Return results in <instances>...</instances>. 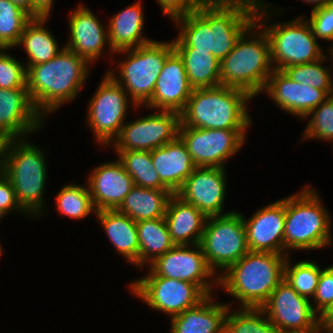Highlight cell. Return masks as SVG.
<instances>
[{
  "label": "cell",
  "mask_w": 333,
  "mask_h": 333,
  "mask_svg": "<svg viewBox=\"0 0 333 333\" xmlns=\"http://www.w3.org/2000/svg\"><path fill=\"white\" fill-rule=\"evenodd\" d=\"M256 9L245 2L207 1L196 11L172 19L180 28L173 46L208 51L221 62L255 22Z\"/></svg>",
  "instance_id": "cell-1"
},
{
  "label": "cell",
  "mask_w": 333,
  "mask_h": 333,
  "mask_svg": "<svg viewBox=\"0 0 333 333\" xmlns=\"http://www.w3.org/2000/svg\"><path fill=\"white\" fill-rule=\"evenodd\" d=\"M90 66L86 59L66 47L48 62L30 66L26 85L36 110L46 117L64 102L74 100L86 83Z\"/></svg>",
  "instance_id": "cell-2"
},
{
  "label": "cell",
  "mask_w": 333,
  "mask_h": 333,
  "mask_svg": "<svg viewBox=\"0 0 333 333\" xmlns=\"http://www.w3.org/2000/svg\"><path fill=\"white\" fill-rule=\"evenodd\" d=\"M287 256L249 251L222 272L219 285L241 302L240 307L261 308L284 279Z\"/></svg>",
  "instance_id": "cell-3"
},
{
  "label": "cell",
  "mask_w": 333,
  "mask_h": 333,
  "mask_svg": "<svg viewBox=\"0 0 333 333\" xmlns=\"http://www.w3.org/2000/svg\"><path fill=\"white\" fill-rule=\"evenodd\" d=\"M273 70L268 36L255 21L220 62V85L244 90L254 98L263 92Z\"/></svg>",
  "instance_id": "cell-4"
},
{
  "label": "cell",
  "mask_w": 333,
  "mask_h": 333,
  "mask_svg": "<svg viewBox=\"0 0 333 333\" xmlns=\"http://www.w3.org/2000/svg\"><path fill=\"white\" fill-rule=\"evenodd\" d=\"M251 99L244 90L227 86L193 89L180 113V126L247 130L251 117L246 103Z\"/></svg>",
  "instance_id": "cell-5"
},
{
  "label": "cell",
  "mask_w": 333,
  "mask_h": 333,
  "mask_svg": "<svg viewBox=\"0 0 333 333\" xmlns=\"http://www.w3.org/2000/svg\"><path fill=\"white\" fill-rule=\"evenodd\" d=\"M27 139L7 140L2 172L13 185L17 202L29 216H43L47 166L43 149Z\"/></svg>",
  "instance_id": "cell-6"
},
{
  "label": "cell",
  "mask_w": 333,
  "mask_h": 333,
  "mask_svg": "<svg viewBox=\"0 0 333 333\" xmlns=\"http://www.w3.org/2000/svg\"><path fill=\"white\" fill-rule=\"evenodd\" d=\"M307 187L286 197L284 254L288 250H316L332 245L331 216L318 193Z\"/></svg>",
  "instance_id": "cell-7"
},
{
  "label": "cell",
  "mask_w": 333,
  "mask_h": 333,
  "mask_svg": "<svg viewBox=\"0 0 333 333\" xmlns=\"http://www.w3.org/2000/svg\"><path fill=\"white\" fill-rule=\"evenodd\" d=\"M267 6L266 4L256 9L255 21L268 36L274 70L314 62L327 56L323 53V48H320L312 27L304 15L290 22L274 23L267 27L265 25L269 20L267 17L269 18L270 12H273L268 10Z\"/></svg>",
  "instance_id": "cell-8"
},
{
  "label": "cell",
  "mask_w": 333,
  "mask_h": 333,
  "mask_svg": "<svg viewBox=\"0 0 333 333\" xmlns=\"http://www.w3.org/2000/svg\"><path fill=\"white\" fill-rule=\"evenodd\" d=\"M173 51V41L156 40L136 48L120 50L114 53L118 55L126 53L128 56L118 65L120 70L118 77L114 70H109L107 73L127 92L133 107L137 109L152 98L166 58Z\"/></svg>",
  "instance_id": "cell-9"
},
{
  "label": "cell",
  "mask_w": 333,
  "mask_h": 333,
  "mask_svg": "<svg viewBox=\"0 0 333 333\" xmlns=\"http://www.w3.org/2000/svg\"><path fill=\"white\" fill-rule=\"evenodd\" d=\"M209 267L226 271L250 250L242 213L209 216L199 243Z\"/></svg>",
  "instance_id": "cell-10"
},
{
  "label": "cell",
  "mask_w": 333,
  "mask_h": 333,
  "mask_svg": "<svg viewBox=\"0 0 333 333\" xmlns=\"http://www.w3.org/2000/svg\"><path fill=\"white\" fill-rule=\"evenodd\" d=\"M131 100L127 92L106 73L89 101L87 122L102 146H108L117 138L126 123Z\"/></svg>",
  "instance_id": "cell-11"
},
{
  "label": "cell",
  "mask_w": 333,
  "mask_h": 333,
  "mask_svg": "<svg viewBox=\"0 0 333 333\" xmlns=\"http://www.w3.org/2000/svg\"><path fill=\"white\" fill-rule=\"evenodd\" d=\"M129 286L138 299L170 318L197 306L207 297L196 284L162 276H142Z\"/></svg>",
  "instance_id": "cell-12"
},
{
  "label": "cell",
  "mask_w": 333,
  "mask_h": 333,
  "mask_svg": "<svg viewBox=\"0 0 333 333\" xmlns=\"http://www.w3.org/2000/svg\"><path fill=\"white\" fill-rule=\"evenodd\" d=\"M148 266L149 273L145 276L187 281L196 284L207 296L213 295L214 284L219 285L220 275L209 267L199 244L175 245Z\"/></svg>",
  "instance_id": "cell-13"
},
{
  "label": "cell",
  "mask_w": 333,
  "mask_h": 333,
  "mask_svg": "<svg viewBox=\"0 0 333 333\" xmlns=\"http://www.w3.org/2000/svg\"><path fill=\"white\" fill-rule=\"evenodd\" d=\"M245 131L180 126L179 137L196 167L225 168L227 159L235 155L247 140Z\"/></svg>",
  "instance_id": "cell-14"
},
{
  "label": "cell",
  "mask_w": 333,
  "mask_h": 333,
  "mask_svg": "<svg viewBox=\"0 0 333 333\" xmlns=\"http://www.w3.org/2000/svg\"><path fill=\"white\" fill-rule=\"evenodd\" d=\"M180 113L160 110L125 123L112 142L115 151H152L179 136Z\"/></svg>",
  "instance_id": "cell-15"
},
{
  "label": "cell",
  "mask_w": 333,
  "mask_h": 333,
  "mask_svg": "<svg viewBox=\"0 0 333 333\" xmlns=\"http://www.w3.org/2000/svg\"><path fill=\"white\" fill-rule=\"evenodd\" d=\"M312 302L300 296L283 279L261 308L277 331L308 330L320 323V316L313 310Z\"/></svg>",
  "instance_id": "cell-16"
},
{
  "label": "cell",
  "mask_w": 333,
  "mask_h": 333,
  "mask_svg": "<svg viewBox=\"0 0 333 333\" xmlns=\"http://www.w3.org/2000/svg\"><path fill=\"white\" fill-rule=\"evenodd\" d=\"M226 168L196 167L176 193L207 217L225 215Z\"/></svg>",
  "instance_id": "cell-17"
},
{
  "label": "cell",
  "mask_w": 333,
  "mask_h": 333,
  "mask_svg": "<svg viewBox=\"0 0 333 333\" xmlns=\"http://www.w3.org/2000/svg\"><path fill=\"white\" fill-rule=\"evenodd\" d=\"M44 117L24 88H0V134L7 140L24 139L41 129Z\"/></svg>",
  "instance_id": "cell-18"
},
{
  "label": "cell",
  "mask_w": 333,
  "mask_h": 333,
  "mask_svg": "<svg viewBox=\"0 0 333 333\" xmlns=\"http://www.w3.org/2000/svg\"><path fill=\"white\" fill-rule=\"evenodd\" d=\"M286 198L258 209L248 220L243 216L251 252L284 254Z\"/></svg>",
  "instance_id": "cell-19"
},
{
  "label": "cell",
  "mask_w": 333,
  "mask_h": 333,
  "mask_svg": "<svg viewBox=\"0 0 333 333\" xmlns=\"http://www.w3.org/2000/svg\"><path fill=\"white\" fill-rule=\"evenodd\" d=\"M193 91L184 63L174 50L167 58L158 76L152 98L146 108L181 113ZM158 109V110H157Z\"/></svg>",
  "instance_id": "cell-20"
},
{
  "label": "cell",
  "mask_w": 333,
  "mask_h": 333,
  "mask_svg": "<svg viewBox=\"0 0 333 333\" xmlns=\"http://www.w3.org/2000/svg\"><path fill=\"white\" fill-rule=\"evenodd\" d=\"M280 109L304 119L329 95L324 90L302 85L290 79L283 70H273L263 90Z\"/></svg>",
  "instance_id": "cell-21"
},
{
  "label": "cell",
  "mask_w": 333,
  "mask_h": 333,
  "mask_svg": "<svg viewBox=\"0 0 333 333\" xmlns=\"http://www.w3.org/2000/svg\"><path fill=\"white\" fill-rule=\"evenodd\" d=\"M69 19L70 37L64 47L83 57L90 64L103 54L102 51L107 44L109 50L114 52L110 47L107 28L84 4L78 5L69 14Z\"/></svg>",
  "instance_id": "cell-22"
},
{
  "label": "cell",
  "mask_w": 333,
  "mask_h": 333,
  "mask_svg": "<svg viewBox=\"0 0 333 333\" xmlns=\"http://www.w3.org/2000/svg\"><path fill=\"white\" fill-rule=\"evenodd\" d=\"M88 176L87 185L96 211L117 209L135 186L119 159L98 165Z\"/></svg>",
  "instance_id": "cell-23"
},
{
  "label": "cell",
  "mask_w": 333,
  "mask_h": 333,
  "mask_svg": "<svg viewBox=\"0 0 333 333\" xmlns=\"http://www.w3.org/2000/svg\"><path fill=\"white\" fill-rule=\"evenodd\" d=\"M153 166L162 183L176 194L196 168L185 143L178 136L175 140L151 151Z\"/></svg>",
  "instance_id": "cell-24"
},
{
  "label": "cell",
  "mask_w": 333,
  "mask_h": 333,
  "mask_svg": "<svg viewBox=\"0 0 333 333\" xmlns=\"http://www.w3.org/2000/svg\"><path fill=\"white\" fill-rule=\"evenodd\" d=\"M207 216L194 205L173 194L166 207L165 221L175 245L199 244Z\"/></svg>",
  "instance_id": "cell-25"
},
{
  "label": "cell",
  "mask_w": 333,
  "mask_h": 333,
  "mask_svg": "<svg viewBox=\"0 0 333 333\" xmlns=\"http://www.w3.org/2000/svg\"><path fill=\"white\" fill-rule=\"evenodd\" d=\"M209 295L197 306L171 319L170 333H224L226 314L230 304L214 301ZM215 302V303H214Z\"/></svg>",
  "instance_id": "cell-26"
},
{
  "label": "cell",
  "mask_w": 333,
  "mask_h": 333,
  "mask_svg": "<svg viewBox=\"0 0 333 333\" xmlns=\"http://www.w3.org/2000/svg\"><path fill=\"white\" fill-rule=\"evenodd\" d=\"M95 215L116 252L139 268V240L136 222L117 209L99 210Z\"/></svg>",
  "instance_id": "cell-27"
},
{
  "label": "cell",
  "mask_w": 333,
  "mask_h": 333,
  "mask_svg": "<svg viewBox=\"0 0 333 333\" xmlns=\"http://www.w3.org/2000/svg\"><path fill=\"white\" fill-rule=\"evenodd\" d=\"M141 1L129 5L110 18L106 26L110 47L114 52L132 49L153 41L143 36L144 13Z\"/></svg>",
  "instance_id": "cell-28"
},
{
  "label": "cell",
  "mask_w": 333,
  "mask_h": 333,
  "mask_svg": "<svg viewBox=\"0 0 333 333\" xmlns=\"http://www.w3.org/2000/svg\"><path fill=\"white\" fill-rule=\"evenodd\" d=\"M170 190L148 189L134 186L117 210L135 222L165 217Z\"/></svg>",
  "instance_id": "cell-29"
},
{
  "label": "cell",
  "mask_w": 333,
  "mask_h": 333,
  "mask_svg": "<svg viewBox=\"0 0 333 333\" xmlns=\"http://www.w3.org/2000/svg\"><path fill=\"white\" fill-rule=\"evenodd\" d=\"M49 19L48 17L32 18L25 26L24 31L20 37L17 47L21 45L24 47L28 56L26 62V70L32 66L56 57L62 49L51 34V32L44 25Z\"/></svg>",
  "instance_id": "cell-30"
},
{
  "label": "cell",
  "mask_w": 333,
  "mask_h": 333,
  "mask_svg": "<svg viewBox=\"0 0 333 333\" xmlns=\"http://www.w3.org/2000/svg\"><path fill=\"white\" fill-rule=\"evenodd\" d=\"M139 240V267L152 263L156 258L171 250V240L165 217L136 222Z\"/></svg>",
  "instance_id": "cell-31"
},
{
  "label": "cell",
  "mask_w": 333,
  "mask_h": 333,
  "mask_svg": "<svg viewBox=\"0 0 333 333\" xmlns=\"http://www.w3.org/2000/svg\"><path fill=\"white\" fill-rule=\"evenodd\" d=\"M182 58L193 89L220 86V61L208 51L194 48H174Z\"/></svg>",
  "instance_id": "cell-32"
},
{
  "label": "cell",
  "mask_w": 333,
  "mask_h": 333,
  "mask_svg": "<svg viewBox=\"0 0 333 333\" xmlns=\"http://www.w3.org/2000/svg\"><path fill=\"white\" fill-rule=\"evenodd\" d=\"M125 171L132 177L136 186L169 190L161 181L151 159V151H116Z\"/></svg>",
  "instance_id": "cell-33"
},
{
  "label": "cell",
  "mask_w": 333,
  "mask_h": 333,
  "mask_svg": "<svg viewBox=\"0 0 333 333\" xmlns=\"http://www.w3.org/2000/svg\"><path fill=\"white\" fill-rule=\"evenodd\" d=\"M226 314L224 333H276L277 329L262 308L238 307Z\"/></svg>",
  "instance_id": "cell-34"
},
{
  "label": "cell",
  "mask_w": 333,
  "mask_h": 333,
  "mask_svg": "<svg viewBox=\"0 0 333 333\" xmlns=\"http://www.w3.org/2000/svg\"><path fill=\"white\" fill-rule=\"evenodd\" d=\"M56 207L60 215H65L73 220H81L96 210L92 203L88 185L67 184L56 195Z\"/></svg>",
  "instance_id": "cell-35"
},
{
  "label": "cell",
  "mask_w": 333,
  "mask_h": 333,
  "mask_svg": "<svg viewBox=\"0 0 333 333\" xmlns=\"http://www.w3.org/2000/svg\"><path fill=\"white\" fill-rule=\"evenodd\" d=\"M32 17L10 0H0V48L16 47Z\"/></svg>",
  "instance_id": "cell-36"
},
{
  "label": "cell",
  "mask_w": 333,
  "mask_h": 333,
  "mask_svg": "<svg viewBox=\"0 0 333 333\" xmlns=\"http://www.w3.org/2000/svg\"><path fill=\"white\" fill-rule=\"evenodd\" d=\"M321 270L318 264L308 260L299 261L294 265L290 264L288 255L284 264V279L300 296L312 299L316 292Z\"/></svg>",
  "instance_id": "cell-37"
},
{
  "label": "cell",
  "mask_w": 333,
  "mask_h": 333,
  "mask_svg": "<svg viewBox=\"0 0 333 333\" xmlns=\"http://www.w3.org/2000/svg\"><path fill=\"white\" fill-rule=\"evenodd\" d=\"M325 59L326 56L314 62L286 67L283 71L293 81L324 90L330 96L333 95V75L330 68L323 67Z\"/></svg>",
  "instance_id": "cell-38"
},
{
  "label": "cell",
  "mask_w": 333,
  "mask_h": 333,
  "mask_svg": "<svg viewBox=\"0 0 333 333\" xmlns=\"http://www.w3.org/2000/svg\"><path fill=\"white\" fill-rule=\"evenodd\" d=\"M311 115V116H310ZM311 117L302 139H320L333 141V95H330L318 107L313 109L304 119Z\"/></svg>",
  "instance_id": "cell-39"
},
{
  "label": "cell",
  "mask_w": 333,
  "mask_h": 333,
  "mask_svg": "<svg viewBox=\"0 0 333 333\" xmlns=\"http://www.w3.org/2000/svg\"><path fill=\"white\" fill-rule=\"evenodd\" d=\"M6 50L9 48H0V88H24L27 79L26 67L16 58L5 53Z\"/></svg>",
  "instance_id": "cell-40"
},
{
  "label": "cell",
  "mask_w": 333,
  "mask_h": 333,
  "mask_svg": "<svg viewBox=\"0 0 333 333\" xmlns=\"http://www.w3.org/2000/svg\"><path fill=\"white\" fill-rule=\"evenodd\" d=\"M313 310L321 316L333 303V265L321 270L314 297Z\"/></svg>",
  "instance_id": "cell-41"
},
{
  "label": "cell",
  "mask_w": 333,
  "mask_h": 333,
  "mask_svg": "<svg viewBox=\"0 0 333 333\" xmlns=\"http://www.w3.org/2000/svg\"><path fill=\"white\" fill-rule=\"evenodd\" d=\"M312 27L316 39H323L333 43V2L324 8L311 12L307 20Z\"/></svg>",
  "instance_id": "cell-42"
},
{
  "label": "cell",
  "mask_w": 333,
  "mask_h": 333,
  "mask_svg": "<svg viewBox=\"0 0 333 333\" xmlns=\"http://www.w3.org/2000/svg\"><path fill=\"white\" fill-rule=\"evenodd\" d=\"M163 13L172 20L175 17L196 11L208 0H157Z\"/></svg>",
  "instance_id": "cell-43"
},
{
  "label": "cell",
  "mask_w": 333,
  "mask_h": 333,
  "mask_svg": "<svg viewBox=\"0 0 333 333\" xmlns=\"http://www.w3.org/2000/svg\"><path fill=\"white\" fill-rule=\"evenodd\" d=\"M0 210L5 214L12 210L26 214L17 202L13 185L3 172H0Z\"/></svg>",
  "instance_id": "cell-44"
},
{
  "label": "cell",
  "mask_w": 333,
  "mask_h": 333,
  "mask_svg": "<svg viewBox=\"0 0 333 333\" xmlns=\"http://www.w3.org/2000/svg\"><path fill=\"white\" fill-rule=\"evenodd\" d=\"M54 0H32V18L49 17Z\"/></svg>",
  "instance_id": "cell-45"
},
{
  "label": "cell",
  "mask_w": 333,
  "mask_h": 333,
  "mask_svg": "<svg viewBox=\"0 0 333 333\" xmlns=\"http://www.w3.org/2000/svg\"><path fill=\"white\" fill-rule=\"evenodd\" d=\"M320 325L323 327L326 333H333V303L320 316Z\"/></svg>",
  "instance_id": "cell-46"
},
{
  "label": "cell",
  "mask_w": 333,
  "mask_h": 333,
  "mask_svg": "<svg viewBox=\"0 0 333 333\" xmlns=\"http://www.w3.org/2000/svg\"><path fill=\"white\" fill-rule=\"evenodd\" d=\"M32 17V0H10Z\"/></svg>",
  "instance_id": "cell-47"
},
{
  "label": "cell",
  "mask_w": 333,
  "mask_h": 333,
  "mask_svg": "<svg viewBox=\"0 0 333 333\" xmlns=\"http://www.w3.org/2000/svg\"><path fill=\"white\" fill-rule=\"evenodd\" d=\"M276 333H326L320 323L312 329L296 331H277Z\"/></svg>",
  "instance_id": "cell-48"
},
{
  "label": "cell",
  "mask_w": 333,
  "mask_h": 333,
  "mask_svg": "<svg viewBox=\"0 0 333 333\" xmlns=\"http://www.w3.org/2000/svg\"><path fill=\"white\" fill-rule=\"evenodd\" d=\"M208 1H225V2H245L249 3L255 8L261 7L263 5H266L264 0H208Z\"/></svg>",
  "instance_id": "cell-49"
},
{
  "label": "cell",
  "mask_w": 333,
  "mask_h": 333,
  "mask_svg": "<svg viewBox=\"0 0 333 333\" xmlns=\"http://www.w3.org/2000/svg\"><path fill=\"white\" fill-rule=\"evenodd\" d=\"M302 1V0H301ZM304 2H307L308 4L311 3V4H314V7H312V11H316V10H319L321 8H324L328 3H331L332 0H303Z\"/></svg>",
  "instance_id": "cell-50"
},
{
  "label": "cell",
  "mask_w": 333,
  "mask_h": 333,
  "mask_svg": "<svg viewBox=\"0 0 333 333\" xmlns=\"http://www.w3.org/2000/svg\"><path fill=\"white\" fill-rule=\"evenodd\" d=\"M6 142H7V139H5L0 134V172H2L3 160H4V149H5Z\"/></svg>",
  "instance_id": "cell-51"
},
{
  "label": "cell",
  "mask_w": 333,
  "mask_h": 333,
  "mask_svg": "<svg viewBox=\"0 0 333 333\" xmlns=\"http://www.w3.org/2000/svg\"><path fill=\"white\" fill-rule=\"evenodd\" d=\"M328 54H329V57H332L333 59V43L330 45V49H328ZM333 61V60H332Z\"/></svg>",
  "instance_id": "cell-52"
},
{
  "label": "cell",
  "mask_w": 333,
  "mask_h": 333,
  "mask_svg": "<svg viewBox=\"0 0 333 333\" xmlns=\"http://www.w3.org/2000/svg\"><path fill=\"white\" fill-rule=\"evenodd\" d=\"M6 214L0 210V220L5 216Z\"/></svg>",
  "instance_id": "cell-53"
},
{
  "label": "cell",
  "mask_w": 333,
  "mask_h": 333,
  "mask_svg": "<svg viewBox=\"0 0 333 333\" xmlns=\"http://www.w3.org/2000/svg\"><path fill=\"white\" fill-rule=\"evenodd\" d=\"M2 250H3V248H2L1 243H0V256L2 255V254H1V253H2Z\"/></svg>",
  "instance_id": "cell-54"
}]
</instances>
